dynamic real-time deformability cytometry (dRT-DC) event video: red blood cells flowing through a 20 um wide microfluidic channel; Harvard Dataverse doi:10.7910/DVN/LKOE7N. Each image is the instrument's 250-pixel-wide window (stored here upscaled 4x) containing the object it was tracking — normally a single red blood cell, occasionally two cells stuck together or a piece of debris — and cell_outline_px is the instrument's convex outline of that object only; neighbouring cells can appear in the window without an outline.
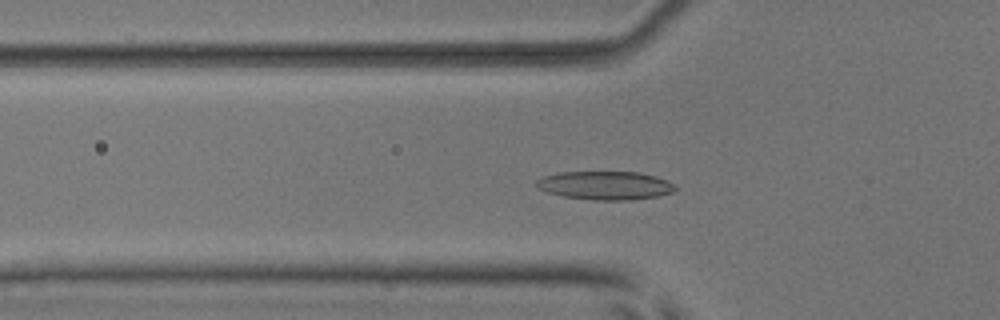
{"species": "common noctule bat (a hibernating species)", "species_latin": "Nyctalus noctula", "temperature_condition": "room temperature", "stored_images_in_passage": 44, "camera_frame_rate_fps": 3000, "um_per_image_px": 0.085, "animal": {"sex": "male", "body_mass_g": 17.9, "forearm_length_mm": 54.2}, "frame": {"image": 1, "passage_image": 9, "time_ms": 2.667, "image_size_px": [1000, 320], "cell_outline_px": [[676, 188], [672, 192], [660, 196], [632, 200], [592, 200], [564, 196], [548, 192], [540, 188], [536, 184], [536, 180], [544, 176], [560, 172], [636, 172], [656, 176], [668, 180]], "centroid_in_image_um": [51.48, 15.76], "position_along_channel_um": 74.3, "area_um2": 22.95}}
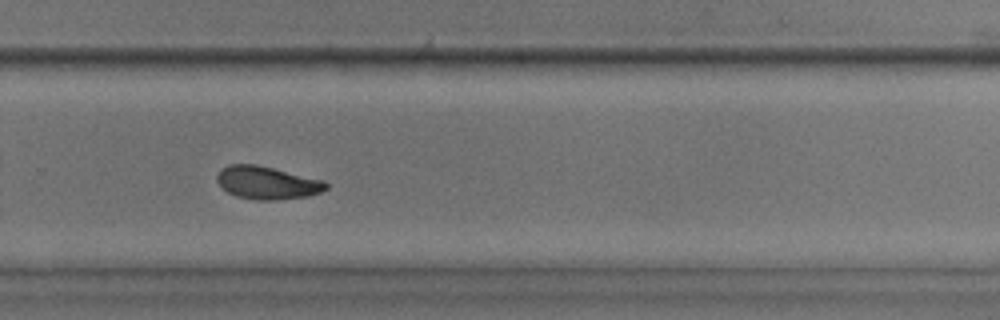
{"frame": {"image": 2, "passage_image": 27, "time_ms": 8.667, "image_size_px": [1000, 320], "cell_outline_px": [[328, 188], [320, 192], [308, 196], [276, 200], [256, 200], [236, 196], [228, 192], [216, 180], [216, 176], [220, 168], [228, 164], [256, 164], [324, 180], [328, 184]], "centroid_in_image_um": [22.69, 15.53], "position_along_channel_um": 307.1, "area_um2": 20.92}}
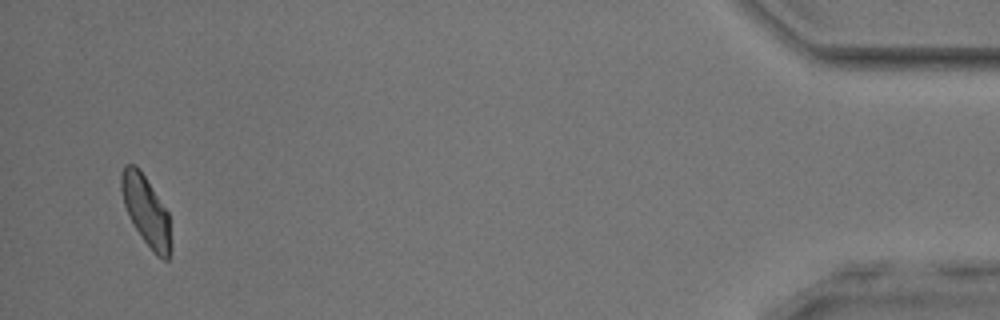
{"frame": {"image": 3, "passage_image": 42, "time_ms": 13.667, "image_size_px": [1000, 320], "cell_outline_px": [[172, 248], [168, 260], [164, 260], [156, 256], [144, 240], [128, 216], [124, 204], [120, 188], [120, 176], [124, 164], [136, 164], [140, 168], [168, 212], [172, 244]], "centroid_in_image_um": [12.42, 17.91], "position_along_channel_um": 422.8, "area_um2": 20.4}, "authors_computed_cell_mechanics": {"area_um2": 20.9236, "velocity_mm_per_s": 3.8871, "shape_relaxation_time_tau1_ms": 3.7489, "shape_relaxation_time_tau2_ms": 4.9387, "deformation_change_tau1": 0.1518, "deformation_change_tau2": 0.1027}}